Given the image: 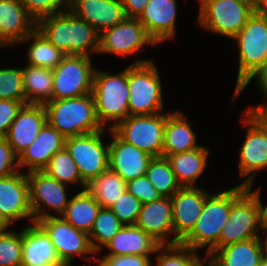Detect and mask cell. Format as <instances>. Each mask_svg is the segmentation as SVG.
Here are the masks:
<instances>
[{"label":"cell","mask_w":267,"mask_h":266,"mask_svg":"<svg viewBox=\"0 0 267 266\" xmlns=\"http://www.w3.org/2000/svg\"><path fill=\"white\" fill-rule=\"evenodd\" d=\"M37 29L66 55L91 57L90 53H98L99 34L70 10L39 19Z\"/></svg>","instance_id":"cell-1"},{"label":"cell","mask_w":267,"mask_h":266,"mask_svg":"<svg viewBox=\"0 0 267 266\" xmlns=\"http://www.w3.org/2000/svg\"><path fill=\"white\" fill-rule=\"evenodd\" d=\"M247 189L239 184L228 190L210 193L193 230L180 242L193 250L206 248V256L219 249L221 230L229 219L232 203Z\"/></svg>","instance_id":"cell-2"},{"label":"cell","mask_w":267,"mask_h":266,"mask_svg":"<svg viewBox=\"0 0 267 266\" xmlns=\"http://www.w3.org/2000/svg\"><path fill=\"white\" fill-rule=\"evenodd\" d=\"M233 39L238 42L239 68L232 103L267 60V16L254 12Z\"/></svg>","instance_id":"cell-3"},{"label":"cell","mask_w":267,"mask_h":266,"mask_svg":"<svg viewBox=\"0 0 267 266\" xmlns=\"http://www.w3.org/2000/svg\"><path fill=\"white\" fill-rule=\"evenodd\" d=\"M44 107L47 122L65 138L105 129L97 118L92 93L76 98L51 100Z\"/></svg>","instance_id":"cell-4"},{"label":"cell","mask_w":267,"mask_h":266,"mask_svg":"<svg viewBox=\"0 0 267 266\" xmlns=\"http://www.w3.org/2000/svg\"><path fill=\"white\" fill-rule=\"evenodd\" d=\"M92 95L95 101L97 118L110 129L129 115L128 67L117 74L102 72L95 68ZM110 123V124H108ZM106 125V126H105Z\"/></svg>","instance_id":"cell-5"},{"label":"cell","mask_w":267,"mask_h":266,"mask_svg":"<svg viewBox=\"0 0 267 266\" xmlns=\"http://www.w3.org/2000/svg\"><path fill=\"white\" fill-rule=\"evenodd\" d=\"M154 63L138 59L128 66L130 115H153L163 109L162 83Z\"/></svg>","instance_id":"cell-6"},{"label":"cell","mask_w":267,"mask_h":266,"mask_svg":"<svg viewBox=\"0 0 267 266\" xmlns=\"http://www.w3.org/2000/svg\"><path fill=\"white\" fill-rule=\"evenodd\" d=\"M198 25L234 38L254 13V0H200Z\"/></svg>","instance_id":"cell-7"},{"label":"cell","mask_w":267,"mask_h":266,"mask_svg":"<svg viewBox=\"0 0 267 266\" xmlns=\"http://www.w3.org/2000/svg\"><path fill=\"white\" fill-rule=\"evenodd\" d=\"M166 113L129 115L112 130L125 142L152 157L162 156Z\"/></svg>","instance_id":"cell-8"},{"label":"cell","mask_w":267,"mask_h":266,"mask_svg":"<svg viewBox=\"0 0 267 266\" xmlns=\"http://www.w3.org/2000/svg\"><path fill=\"white\" fill-rule=\"evenodd\" d=\"M104 131L65 138V148L85 184L109 169V143L105 144L102 140Z\"/></svg>","instance_id":"cell-9"},{"label":"cell","mask_w":267,"mask_h":266,"mask_svg":"<svg viewBox=\"0 0 267 266\" xmlns=\"http://www.w3.org/2000/svg\"><path fill=\"white\" fill-rule=\"evenodd\" d=\"M94 71L91 57L66 55L53 69L52 100L92 93Z\"/></svg>","instance_id":"cell-10"},{"label":"cell","mask_w":267,"mask_h":266,"mask_svg":"<svg viewBox=\"0 0 267 266\" xmlns=\"http://www.w3.org/2000/svg\"><path fill=\"white\" fill-rule=\"evenodd\" d=\"M252 185L232 203L229 219L221 230L219 249L260 236L259 206ZM259 230V232H258Z\"/></svg>","instance_id":"cell-11"},{"label":"cell","mask_w":267,"mask_h":266,"mask_svg":"<svg viewBox=\"0 0 267 266\" xmlns=\"http://www.w3.org/2000/svg\"><path fill=\"white\" fill-rule=\"evenodd\" d=\"M37 223L49 235L60 260L66 266H72L74 256H79L86 260L96 261L97 254L90 243L89 234L75 229L61 216H50L37 221ZM91 254L89 257L88 255ZM87 255V256H86Z\"/></svg>","instance_id":"cell-12"},{"label":"cell","mask_w":267,"mask_h":266,"mask_svg":"<svg viewBox=\"0 0 267 266\" xmlns=\"http://www.w3.org/2000/svg\"><path fill=\"white\" fill-rule=\"evenodd\" d=\"M27 180L33 222L46 217L56 216L48 211L46 212L45 207L55 211L59 216L65 212L70 201L66 193V184L48 176L44 171L27 172Z\"/></svg>","instance_id":"cell-13"},{"label":"cell","mask_w":267,"mask_h":266,"mask_svg":"<svg viewBox=\"0 0 267 266\" xmlns=\"http://www.w3.org/2000/svg\"><path fill=\"white\" fill-rule=\"evenodd\" d=\"M157 45L138 18L125 17L120 23L99 35L98 53L131 56L145 45Z\"/></svg>","instance_id":"cell-14"},{"label":"cell","mask_w":267,"mask_h":266,"mask_svg":"<svg viewBox=\"0 0 267 266\" xmlns=\"http://www.w3.org/2000/svg\"><path fill=\"white\" fill-rule=\"evenodd\" d=\"M246 125V139L239 149V174L246 178L243 186L253 185L257 172L267 168V134L265 130L245 111L242 112Z\"/></svg>","instance_id":"cell-15"},{"label":"cell","mask_w":267,"mask_h":266,"mask_svg":"<svg viewBox=\"0 0 267 266\" xmlns=\"http://www.w3.org/2000/svg\"><path fill=\"white\" fill-rule=\"evenodd\" d=\"M209 194L195 186L181 187L171 196L174 229L171 244L180 243L193 230Z\"/></svg>","instance_id":"cell-16"},{"label":"cell","mask_w":267,"mask_h":266,"mask_svg":"<svg viewBox=\"0 0 267 266\" xmlns=\"http://www.w3.org/2000/svg\"><path fill=\"white\" fill-rule=\"evenodd\" d=\"M109 142V169L125 182L144 176L152 156L122 140L112 129Z\"/></svg>","instance_id":"cell-17"},{"label":"cell","mask_w":267,"mask_h":266,"mask_svg":"<svg viewBox=\"0 0 267 266\" xmlns=\"http://www.w3.org/2000/svg\"><path fill=\"white\" fill-rule=\"evenodd\" d=\"M21 171L0 178V210L11 223L28 217L33 223L27 172Z\"/></svg>","instance_id":"cell-18"},{"label":"cell","mask_w":267,"mask_h":266,"mask_svg":"<svg viewBox=\"0 0 267 266\" xmlns=\"http://www.w3.org/2000/svg\"><path fill=\"white\" fill-rule=\"evenodd\" d=\"M46 122L44 105L22 106L5 137L17 157L34 142Z\"/></svg>","instance_id":"cell-19"},{"label":"cell","mask_w":267,"mask_h":266,"mask_svg":"<svg viewBox=\"0 0 267 266\" xmlns=\"http://www.w3.org/2000/svg\"><path fill=\"white\" fill-rule=\"evenodd\" d=\"M37 28L20 0H0V47L17 45Z\"/></svg>","instance_id":"cell-20"},{"label":"cell","mask_w":267,"mask_h":266,"mask_svg":"<svg viewBox=\"0 0 267 266\" xmlns=\"http://www.w3.org/2000/svg\"><path fill=\"white\" fill-rule=\"evenodd\" d=\"M32 224L21 229V266H66L46 231L37 222Z\"/></svg>","instance_id":"cell-21"},{"label":"cell","mask_w":267,"mask_h":266,"mask_svg":"<svg viewBox=\"0 0 267 266\" xmlns=\"http://www.w3.org/2000/svg\"><path fill=\"white\" fill-rule=\"evenodd\" d=\"M69 10L99 35L126 17L121 0H70Z\"/></svg>","instance_id":"cell-22"},{"label":"cell","mask_w":267,"mask_h":266,"mask_svg":"<svg viewBox=\"0 0 267 266\" xmlns=\"http://www.w3.org/2000/svg\"><path fill=\"white\" fill-rule=\"evenodd\" d=\"M176 17V0H149L138 20L156 44H160L174 38Z\"/></svg>","instance_id":"cell-23"},{"label":"cell","mask_w":267,"mask_h":266,"mask_svg":"<svg viewBox=\"0 0 267 266\" xmlns=\"http://www.w3.org/2000/svg\"><path fill=\"white\" fill-rule=\"evenodd\" d=\"M135 225L149 234L160 245L171 244L174 235L171 197L142 204Z\"/></svg>","instance_id":"cell-24"},{"label":"cell","mask_w":267,"mask_h":266,"mask_svg":"<svg viewBox=\"0 0 267 266\" xmlns=\"http://www.w3.org/2000/svg\"><path fill=\"white\" fill-rule=\"evenodd\" d=\"M64 146L65 137L46 122L34 142L18 156V167H27V172L42 171Z\"/></svg>","instance_id":"cell-25"},{"label":"cell","mask_w":267,"mask_h":266,"mask_svg":"<svg viewBox=\"0 0 267 266\" xmlns=\"http://www.w3.org/2000/svg\"><path fill=\"white\" fill-rule=\"evenodd\" d=\"M208 257L213 266H260L264 258L261 237L226 245Z\"/></svg>","instance_id":"cell-26"},{"label":"cell","mask_w":267,"mask_h":266,"mask_svg":"<svg viewBox=\"0 0 267 266\" xmlns=\"http://www.w3.org/2000/svg\"><path fill=\"white\" fill-rule=\"evenodd\" d=\"M160 244L136 225H123L118 233L104 247L106 255H156ZM152 254V255H151Z\"/></svg>","instance_id":"cell-27"},{"label":"cell","mask_w":267,"mask_h":266,"mask_svg":"<svg viewBox=\"0 0 267 266\" xmlns=\"http://www.w3.org/2000/svg\"><path fill=\"white\" fill-rule=\"evenodd\" d=\"M196 143V134L184 114L179 110L166 113L162 156L167 157L201 146Z\"/></svg>","instance_id":"cell-28"},{"label":"cell","mask_w":267,"mask_h":266,"mask_svg":"<svg viewBox=\"0 0 267 266\" xmlns=\"http://www.w3.org/2000/svg\"><path fill=\"white\" fill-rule=\"evenodd\" d=\"M208 154L209 150L201 145L193 150L166 157L181 187H195L194 183L207 167Z\"/></svg>","instance_id":"cell-29"},{"label":"cell","mask_w":267,"mask_h":266,"mask_svg":"<svg viewBox=\"0 0 267 266\" xmlns=\"http://www.w3.org/2000/svg\"><path fill=\"white\" fill-rule=\"evenodd\" d=\"M21 73L26 104L45 105L52 100V69L25 65Z\"/></svg>","instance_id":"cell-30"},{"label":"cell","mask_w":267,"mask_h":266,"mask_svg":"<svg viewBox=\"0 0 267 266\" xmlns=\"http://www.w3.org/2000/svg\"><path fill=\"white\" fill-rule=\"evenodd\" d=\"M100 209V204L84 189L70 199L61 217L75 229L89 234Z\"/></svg>","instance_id":"cell-31"},{"label":"cell","mask_w":267,"mask_h":266,"mask_svg":"<svg viewBox=\"0 0 267 266\" xmlns=\"http://www.w3.org/2000/svg\"><path fill=\"white\" fill-rule=\"evenodd\" d=\"M85 189L101 208H110L126 191V182L117 173L108 169L87 183Z\"/></svg>","instance_id":"cell-32"},{"label":"cell","mask_w":267,"mask_h":266,"mask_svg":"<svg viewBox=\"0 0 267 266\" xmlns=\"http://www.w3.org/2000/svg\"><path fill=\"white\" fill-rule=\"evenodd\" d=\"M30 40L33 42H31L27 50V59L29 61L27 65L53 70L66 56V54L50 43L37 28L20 43H26V41Z\"/></svg>","instance_id":"cell-33"},{"label":"cell","mask_w":267,"mask_h":266,"mask_svg":"<svg viewBox=\"0 0 267 266\" xmlns=\"http://www.w3.org/2000/svg\"><path fill=\"white\" fill-rule=\"evenodd\" d=\"M145 175L161 197H171L181 188L168 159L164 156L152 157Z\"/></svg>","instance_id":"cell-34"},{"label":"cell","mask_w":267,"mask_h":266,"mask_svg":"<svg viewBox=\"0 0 267 266\" xmlns=\"http://www.w3.org/2000/svg\"><path fill=\"white\" fill-rule=\"evenodd\" d=\"M42 171L63 184L80 183L82 190L86 188L78 167L65 146L51 157L48 165Z\"/></svg>","instance_id":"cell-35"},{"label":"cell","mask_w":267,"mask_h":266,"mask_svg":"<svg viewBox=\"0 0 267 266\" xmlns=\"http://www.w3.org/2000/svg\"><path fill=\"white\" fill-rule=\"evenodd\" d=\"M123 224L118 220L110 208H101L98 211L94 225L89 233L93 250L98 253L113 239Z\"/></svg>","instance_id":"cell-36"},{"label":"cell","mask_w":267,"mask_h":266,"mask_svg":"<svg viewBox=\"0 0 267 266\" xmlns=\"http://www.w3.org/2000/svg\"><path fill=\"white\" fill-rule=\"evenodd\" d=\"M157 266H193L199 259L197 251L181 243L159 245Z\"/></svg>","instance_id":"cell-37"},{"label":"cell","mask_w":267,"mask_h":266,"mask_svg":"<svg viewBox=\"0 0 267 266\" xmlns=\"http://www.w3.org/2000/svg\"><path fill=\"white\" fill-rule=\"evenodd\" d=\"M0 99L25 101L21 68L0 69Z\"/></svg>","instance_id":"cell-38"},{"label":"cell","mask_w":267,"mask_h":266,"mask_svg":"<svg viewBox=\"0 0 267 266\" xmlns=\"http://www.w3.org/2000/svg\"><path fill=\"white\" fill-rule=\"evenodd\" d=\"M21 231L0 233V266H21Z\"/></svg>","instance_id":"cell-39"},{"label":"cell","mask_w":267,"mask_h":266,"mask_svg":"<svg viewBox=\"0 0 267 266\" xmlns=\"http://www.w3.org/2000/svg\"><path fill=\"white\" fill-rule=\"evenodd\" d=\"M142 203L127 190L110 207L123 225H135Z\"/></svg>","instance_id":"cell-40"},{"label":"cell","mask_w":267,"mask_h":266,"mask_svg":"<svg viewBox=\"0 0 267 266\" xmlns=\"http://www.w3.org/2000/svg\"><path fill=\"white\" fill-rule=\"evenodd\" d=\"M26 11L36 20L69 10L70 0H20ZM63 7V8H62Z\"/></svg>","instance_id":"cell-41"},{"label":"cell","mask_w":267,"mask_h":266,"mask_svg":"<svg viewBox=\"0 0 267 266\" xmlns=\"http://www.w3.org/2000/svg\"><path fill=\"white\" fill-rule=\"evenodd\" d=\"M126 190L134 195L142 204L150 203L161 198V195L146 175L127 181Z\"/></svg>","instance_id":"cell-42"},{"label":"cell","mask_w":267,"mask_h":266,"mask_svg":"<svg viewBox=\"0 0 267 266\" xmlns=\"http://www.w3.org/2000/svg\"><path fill=\"white\" fill-rule=\"evenodd\" d=\"M98 266H151L150 256L140 255H104L97 258ZM153 266V265H152Z\"/></svg>","instance_id":"cell-43"},{"label":"cell","mask_w":267,"mask_h":266,"mask_svg":"<svg viewBox=\"0 0 267 266\" xmlns=\"http://www.w3.org/2000/svg\"><path fill=\"white\" fill-rule=\"evenodd\" d=\"M26 101L0 99V138L6 137L9 127Z\"/></svg>","instance_id":"cell-44"},{"label":"cell","mask_w":267,"mask_h":266,"mask_svg":"<svg viewBox=\"0 0 267 266\" xmlns=\"http://www.w3.org/2000/svg\"><path fill=\"white\" fill-rule=\"evenodd\" d=\"M19 171L18 157L6 138H0V178L12 175Z\"/></svg>","instance_id":"cell-45"},{"label":"cell","mask_w":267,"mask_h":266,"mask_svg":"<svg viewBox=\"0 0 267 266\" xmlns=\"http://www.w3.org/2000/svg\"><path fill=\"white\" fill-rule=\"evenodd\" d=\"M126 17L138 18L149 0H121Z\"/></svg>","instance_id":"cell-46"},{"label":"cell","mask_w":267,"mask_h":266,"mask_svg":"<svg viewBox=\"0 0 267 266\" xmlns=\"http://www.w3.org/2000/svg\"><path fill=\"white\" fill-rule=\"evenodd\" d=\"M245 112H247L267 134V107L251 106Z\"/></svg>","instance_id":"cell-47"},{"label":"cell","mask_w":267,"mask_h":266,"mask_svg":"<svg viewBox=\"0 0 267 266\" xmlns=\"http://www.w3.org/2000/svg\"><path fill=\"white\" fill-rule=\"evenodd\" d=\"M256 80L257 85H259L261 92L267 99V60L263 66V68L260 70V72L253 78ZM260 107H267L266 105L260 104Z\"/></svg>","instance_id":"cell-48"},{"label":"cell","mask_w":267,"mask_h":266,"mask_svg":"<svg viewBox=\"0 0 267 266\" xmlns=\"http://www.w3.org/2000/svg\"><path fill=\"white\" fill-rule=\"evenodd\" d=\"M257 201H258V206H259V218H260V229L262 231H267V204L263 206L261 199H260V189L255 191H251Z\"/></svg>","instance_id":"cell-49"},{"label":"cell","mask_w":267,"mask_h":266,"mask_svg":"<svg viewBox=\"0 0 267 266\" xmlns=\"http://www.w3.org/2000/svg\"><path fill=\"white\" fill-rule=\"evenodd\" d=\"M254 12L267 16V0H254Z\"/></svg>","instance_id":"cell-50"},{"label":"cell","mask_w":267,"mask_h":266,"mask_svg":"<svg viewBox=\"0 0 267 266\" xmlns=\"http://www.w3.org/2000/svg\"><path fill=\"white\" fill-rule=\"evenodd\" d=\"M11 222L6 218V216L0 210V233L9 231V226Z\"/></svg>","instance_id":"cell-51"},{"label":"cell","mask_w":267,"mask_h":266,"mask_svg":"<svg viewBox=\"0 0 267 266\" xmlns=\"http://www.w3.org/2000/svg\"><path fill=\"white\" fill-rule=\"evenodd\" d=\"M205 260L206 261L208 260L206 266H213L212 261H211V259L208 256H206ZM205 260L203 258L202 259L200 258L193 266H205L204 265V262H203Z\"/></svg>","instance_id":"cell-52"},{"label":"cell","mask_w":267,"mask_h":266,"mask_svg":"<svg viewBox=\"0 0 267 266\" xmlns=\"http://www.w3.org/2000/svg\"><path fill=\"white\" fill-rule=\"evenodd\" d=\"M263 232L267 233V231H263ZM265 237H266L265 239L261 237V241L263 244L264 257H267V235Z\"/></svg>","instance_id":"cell-53"},{"label":"cell","mask_w":267,"mask_h":266,"mask_svg":"<svg viewBox=\"0 0 267 266\" xmlns=\"http://www.w3.org/2000/svg\"><path fill=\"white\" fill-rule=\"evenodd\" d=\"M260 266H267V257H264Z\"/></svg>","instance_id":"cell-54"}]
</instances>
